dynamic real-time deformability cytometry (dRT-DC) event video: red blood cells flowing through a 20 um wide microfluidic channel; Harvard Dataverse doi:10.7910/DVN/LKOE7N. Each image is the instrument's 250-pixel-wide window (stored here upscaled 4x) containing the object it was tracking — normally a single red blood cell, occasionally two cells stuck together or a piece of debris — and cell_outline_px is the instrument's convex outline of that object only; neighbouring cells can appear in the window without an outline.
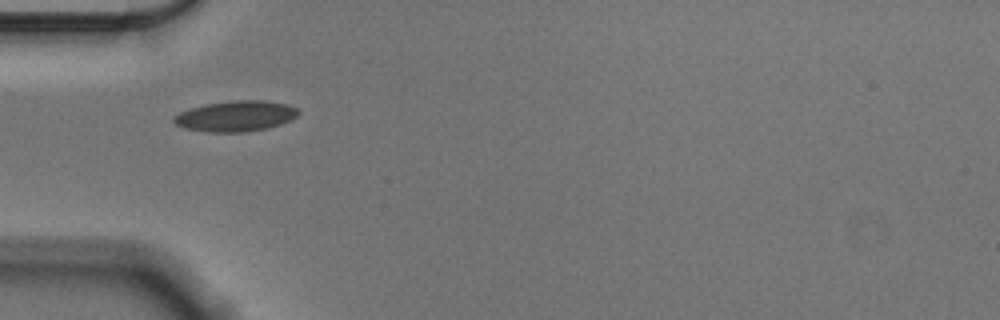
{"species": "Egyptian fruit bat (a non-hibernating species)", "species_latin": "Rousettus aegyptiacus", "temperature_condition": "cold", "stored_images_in_passage": 40, "camera_frame_rate_fps": 3000, "um_per_image_px": 0.085, "animal": {"sex": "male"}, "frame": {"image": 1, "passage_image": 1, "time_ms": 0.0, "image_size_px": [1000, 320], "cell_outline_px": [[300, 112], [296, 116], [280, 124], [268, 128], [244, 132], [208, 132], [184, 128], [176, 124], [172, 120], [172, 116], [180, 112], [192, 108], [208, 104], [232, 100], [268, 100], [288, 104], [300, 108]], "centroid_in_image_um": [20.06, 9.86], "position_along_channel_um": 64.9, "area_um2": 22.31}}
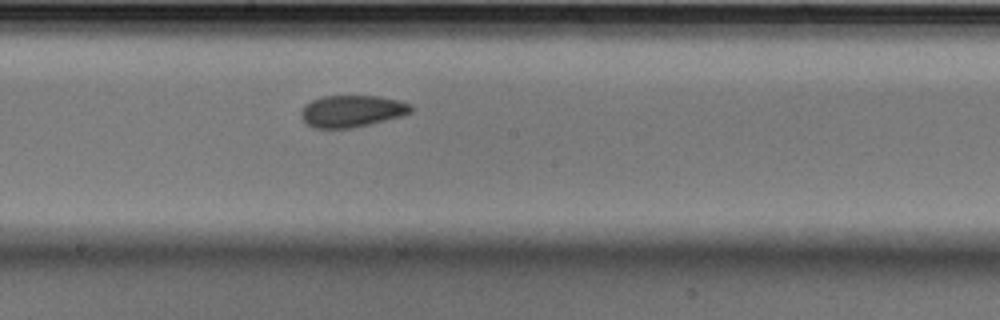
{"frame": {"image": 2, "passage_image": 14, "time_ms": 4.333, "image_size_px": [1000, 320], "cell_outline_px": [[412, 112], [400, 116], [368, 124], [348, 128], [312, 128], [300, 116], [300, 112], [304, 104], [320, 96], [380, 96], [412, 104]], "centroid_in_image_um": [29.87, 9.43], "position_along_channel_um": 218.3, "area_um2": 20.29}}
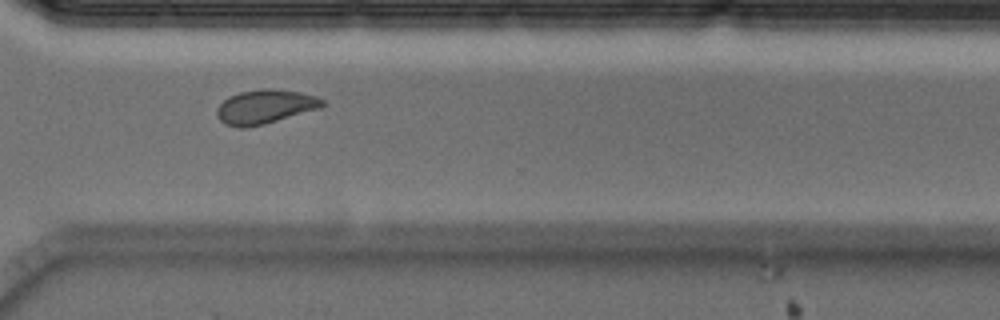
{"frame": {"image": 3, "passage_image": 25, "time_ms": 8.0, "image_size_px": [1000, 320], "cell_outline_px": [[324, 104], [320, 108], [264, 124], [244, 128], [240, 128], [224, 124], [220, 120], [216, 112], [216, 108], [228, 96], [240, 92], [264, 88], [272, 88], [300, 92], [316, 96], [324, 100]], "centroid_in_image_um": [22.51, 9.06], "position_along_channel_um": 348.1, "area_um2": 20.92}, "authors_computed_cell_mechanics": {"area_um2": 20.6635, "velocity_mm_per_s": 3.5464, "shape_relaxation_time_tau1_ms": 5.0723, "shape_relaxation_time_tau2_ms": 1.7358, "deformation_change_tau1": 0.1049, "deformation_change_tau2": 0.045}}